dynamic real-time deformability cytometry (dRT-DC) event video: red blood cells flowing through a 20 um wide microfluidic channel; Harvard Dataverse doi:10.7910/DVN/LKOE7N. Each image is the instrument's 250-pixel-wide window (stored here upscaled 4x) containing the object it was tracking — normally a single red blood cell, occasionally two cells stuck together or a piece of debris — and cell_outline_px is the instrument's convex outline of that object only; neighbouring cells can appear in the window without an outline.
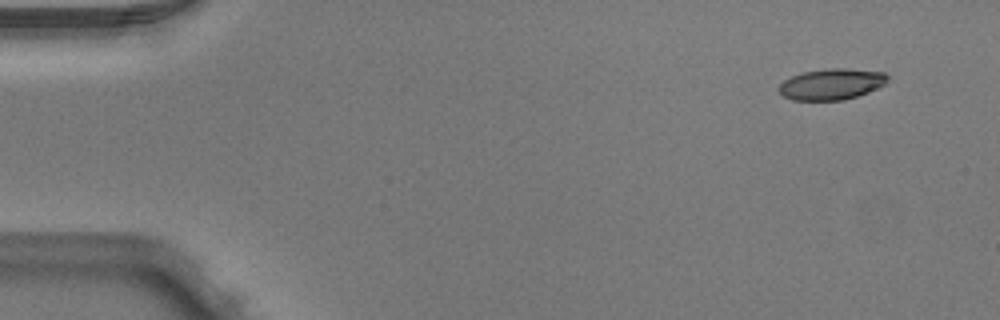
{"species": "Egyptian fruit bat (a non-hibernating species)", "species_latin": "Rousettus aegyptiacus", "temperature_condition": "warm", "stored_images_in_passage": 4, "segment_of_instrument_passage": [2, 2], "camera_frame_rate_fps": 3000, "um_per_image_px": 0.085, "animal": {"sex": "male"}, "frame": {"image": 1, "passage_image": 4, "time_ms": 1.0, "image_size_px": [1000, 320], "cell_outline_px": [[888, 80], [884, 84], [868, 92], [844, 100], [792, 100], [784, 96], [776, 88], [784, 80], [792, 76], [804, 72], [828, 68], [848, 68], [884, 72], [888, 76]], "centroid_in_image_um": [70.67, 7.15], "position_along_channel_um": 14.3, "area_um2": 19.65}}